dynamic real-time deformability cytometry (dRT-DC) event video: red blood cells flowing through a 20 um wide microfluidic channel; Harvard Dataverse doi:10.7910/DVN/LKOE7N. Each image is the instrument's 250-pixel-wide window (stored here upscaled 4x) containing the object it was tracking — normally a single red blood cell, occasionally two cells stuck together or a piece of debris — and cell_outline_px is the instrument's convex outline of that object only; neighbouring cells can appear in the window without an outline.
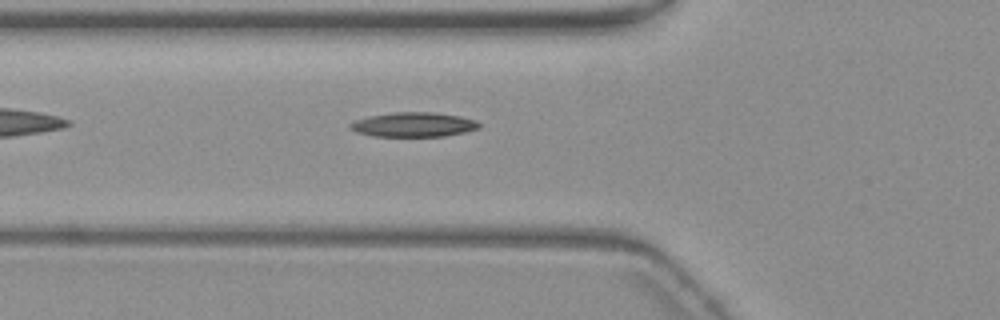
{"species": "common noctule bat (a hibernating species)", "species_latin": "Nyctalus noctula", "temperature_condition": "warm", "stored_images_in_passage": 38, "camera_frame_rate_fps": 3000, "um_per_image_px": 0.085, "animal": {"sex": "female", "body_mass_g": 19.3, "forearm_length_mm": 54.1}, "frame": {"image": 1, "passage_image": 2, "time_ms": 0.333, "image_size_px": [1000, 320], "cell_outline_px": [[480, 128], [464, 132], [444, 136], [372, 136], [356, 132], [348, 128], [348, 124], [356, 120], [368, 116], [392, 112], [436, 112], [460, 116], [476, 120], [480, 124]], "centroid_in_image_um": [35.13, 10.58], "position_along_channel_um": 90.7, "area_um2": 18.55}}
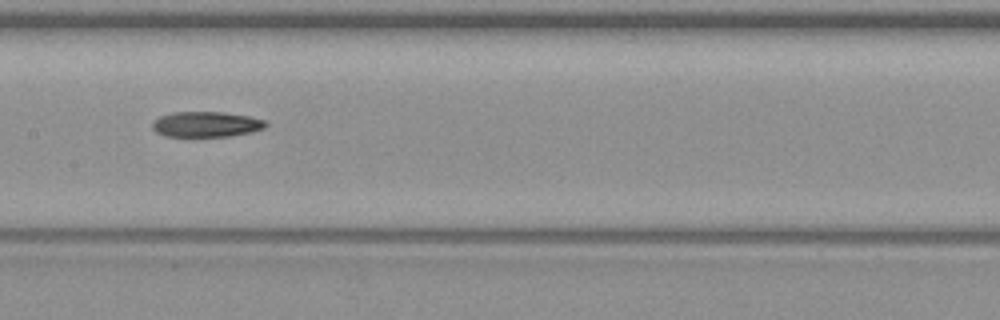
{"frame": {"image": 2, "passage_image": 10, "time_ms": 3.0, "image_size_px": [1000, 320], "cell_outline_px": [[268, 124], [264, 128], [252, 132], [228, 136], [164, 136], [156, 132], [152, 128], [152, 120], [160, 116], [172, 112], [224, 112], [248, 116], [264, 120]], "centroid_in_image_um": [17.5, 10.56], "position_along_channel_um": 189.9, "area_um2": 16.82}}
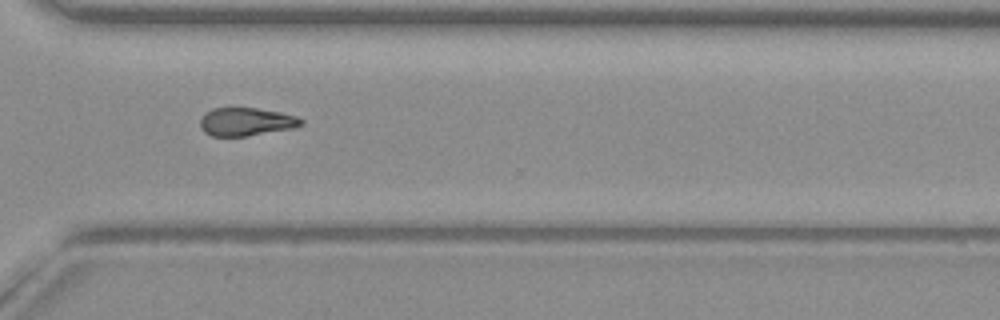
{"frame": {"image": 3, "passage_image": 23, "time_ms": 7.333, "image_size_px": [1000, 320], "cell_outline_px": [[304, 124], [292, 128], [248, 136], [212, 136], [204, 132], [200, 128], [200, 120], [204, 112], [212, 108], [256, 108], [280, 112], [296, 116], [304, 120]], "centroid_in_image_um": [20.9, 10.35], "position_along_channel_um": 349.7, "area_um2": 16.65}}